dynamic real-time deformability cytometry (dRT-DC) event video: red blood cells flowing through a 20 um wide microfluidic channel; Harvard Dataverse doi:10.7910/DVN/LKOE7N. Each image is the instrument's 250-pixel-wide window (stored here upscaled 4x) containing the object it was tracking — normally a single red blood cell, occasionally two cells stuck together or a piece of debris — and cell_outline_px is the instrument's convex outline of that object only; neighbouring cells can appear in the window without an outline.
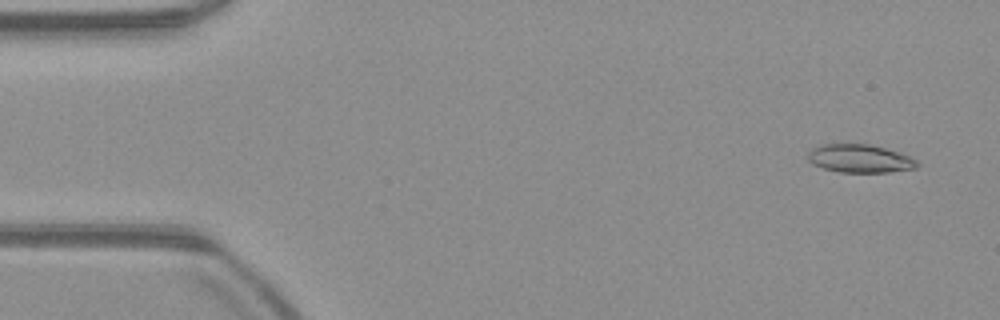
{"species": "common noctule bat (a hibernating species)", "species_latin": "Nyctalus noctula", "temperature_condition": "warm", "stored_images_in_passage": 52, "camera_frame_rate_fps": 3000, "um_per_image_px": 0.085, "animal": {"sex": "male", "body_mass_g": 23.1, "forearm_length_mm": 52.7}, "frame": {"image": 1, "passage_image": 3, "time_ms": 0.667, "image_size_px": [1000, 320], "cell_outline_px": [[920, 164], [916, 168], [888, 172], [840, 172], [824, 168], [812, 164], [808, 160], [808, 152], [812, 148], [820, 144], [868, 144], [900, 152], [916, 160]], "centroid_in_image_um": [73.07, 13.47], "position_along_channel_um": 11.9, "area_um2": 17.92}}
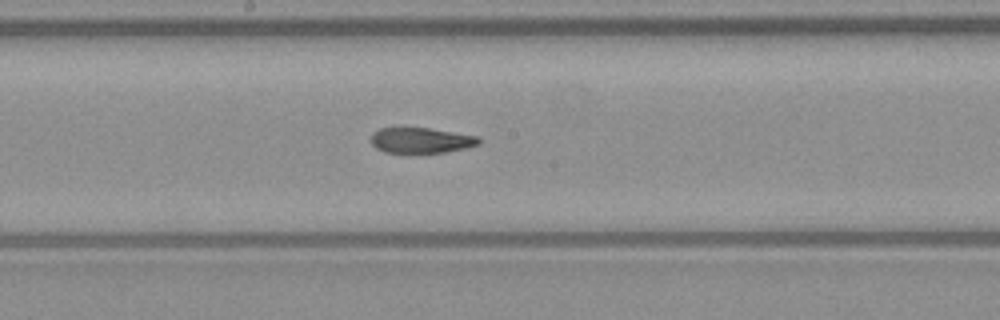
{"frame": {"image": 2, "passage_image": 27, "time_ms": 8.667, "image_size_px": [1000, 320], "cell_outline_px": [[480, 144], [464, 148], [444, 152], [384, 152], [376, 148], [372, 144], [372, 132], [380, 128], [396, 124], [400, 124], [428, 128], [480, 136]], "centroid_in_image_um": [35.73, 11.86], "position_along_channel_um": 212.5, "area_um2": 16.59}}
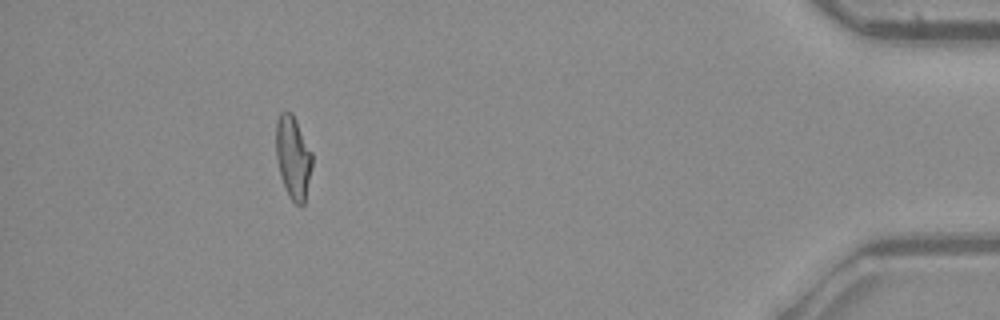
{"frame": {"image": 3, "passage_image": 47, "time_ms": 15.333, "image_size_px": [1000, 320], "cell_outline_px": [[312, 164], [304, 204], [300, 208], [292, 200], [280, 176], [276, 156], [276, 120], [280, 112], [292, 112], [312, 152]], "centroid_in_image_um": [24.91, 13.36], "position_along_channel_um": 410.3, "area_um2": 17.34}, "authors_computed_cell_mechanics": {"area_um2": 17.7735, "velocity_mm_per_s": 3.9662, "shape_relaxation_time_tau1_ms": null, "shape_relaxation_time_tau2_ms": 2.2685, "deformation_change_tau1": null, "deformation_change_tau2": 0.1092}}